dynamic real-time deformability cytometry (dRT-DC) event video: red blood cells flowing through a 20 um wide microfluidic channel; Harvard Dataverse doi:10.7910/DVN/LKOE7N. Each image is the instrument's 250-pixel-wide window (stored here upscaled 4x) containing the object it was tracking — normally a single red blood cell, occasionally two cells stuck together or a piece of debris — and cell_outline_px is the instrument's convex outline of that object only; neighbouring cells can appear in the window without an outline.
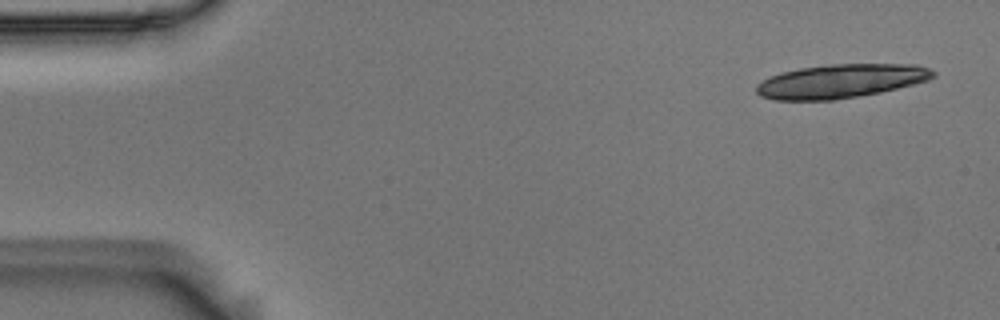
{"species": "Egyptian fruit bat (a non-hibernating species)", "species_latin": "Rousettus aegyptiacus", "temperature_condition": "room temperature", "stored_images_in_passage": 8, "camera_frame_rate_fps": 3000, "um_per_image_px": 0.085, "animal": {"sex": "male"}, "frame": {"image": 1, "passage_image": 1, "time_ms": 0.0, "image_size_px": [1000, 320], "cell_outline_px": [[936, 76], [928, 80], [880, 92], [832, 100], [776, 100], [760, 96], [756, 92], [756, 84], [780, 72], [800, 68], [828, 64], [916, 64], [928, 68], [936, 72]], "centroid_in_image_um": [71.46, 6.89], "position_along_channel_um": 13.5, "area_um2": 34.68}}
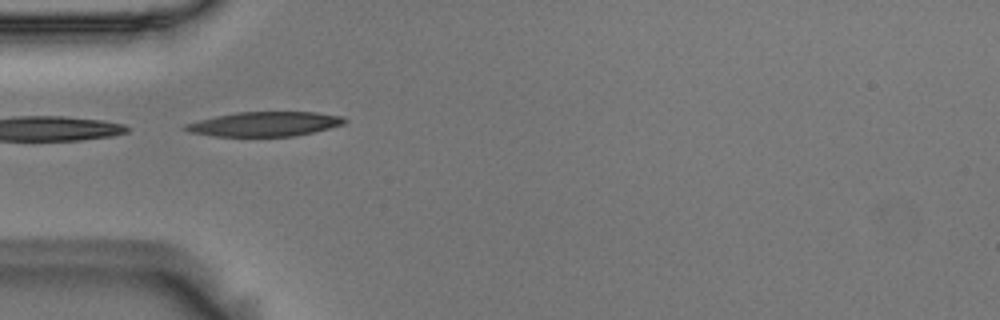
{"frame": {"image": 2, "passage_image": 5, "time_ms": 1.333, "image_size_px": [1000, 320], "cell_outline_px": [[348, 120], [344, 124], [312, 132], [292, 136], [212, 136], [188, 132], [180, 128], [184, 124], [216, 116], [236, 112], [316, 112], [344, 116]], "centroid_in_image_um": [22.47, 10.54], "position_along_channel_um": 62.5, "area_um2": 22.77}}
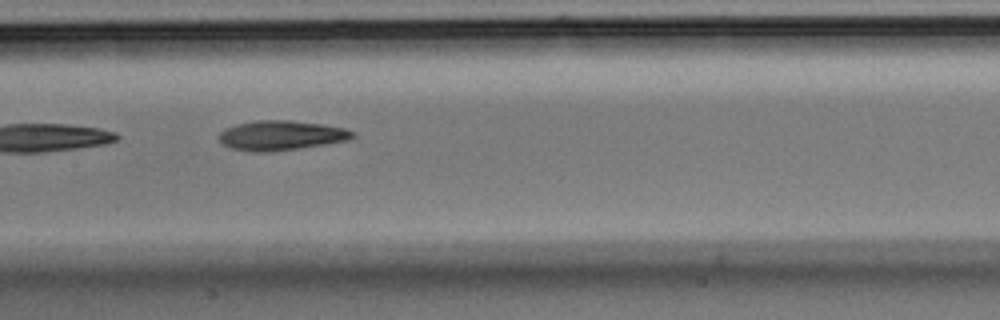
{"frame": {"image": 3, "passage_image": 8, "time_ms": 2.333, "image_size_px": [1000, 320], "cell_outline_px": [[356, 136], [348, 140], [324, 144], [272, 152], [252, 152], [232, 148], [224, 144], [220, 140], [220, 132], [224, 128], [236, 124], [256, 120], [288, 120], [324, 124], [344, 128], [356, 132]], "centroid_in_image_um": [23.91, 11.5], "position_along_channel_um": 183.5, "area_um2": 23.12}}